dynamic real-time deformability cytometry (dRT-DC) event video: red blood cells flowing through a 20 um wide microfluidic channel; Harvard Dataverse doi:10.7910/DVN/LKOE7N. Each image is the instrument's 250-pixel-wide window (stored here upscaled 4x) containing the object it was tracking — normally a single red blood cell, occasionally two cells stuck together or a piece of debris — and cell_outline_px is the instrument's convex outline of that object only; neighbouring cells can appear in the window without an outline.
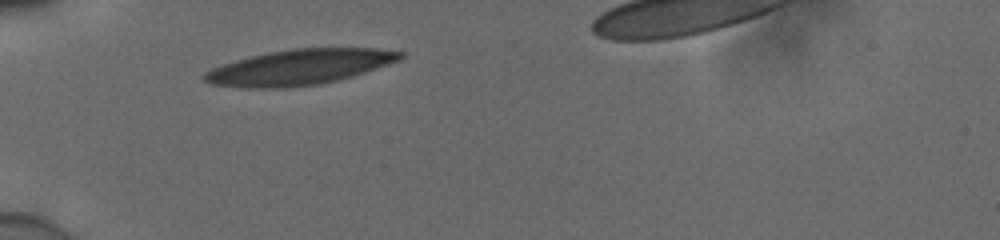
{"species": "human", "species_latin": "Homo sapiens", "temperature_condition": "cold", "stored_images_in_passage": 3, "camera_frame_rate_fps": 3000, "um_per_image_px": 0.085, "donor": {"sex": "male"}, "frame": {"image": 1, "passage_image": 1, "time_ms": 0.0, "image_size_px": [1000, 240], "cell_outline_px": [[404, 56], [400, 60], [352, 76], [336, 80], [316, 84], [280, 88], [248, 88], [212, 84], [204, 80], [200, 76], [204, 72], [212, 68], [236, 60], [268, 52], [292, 48], [376, 48], [404, 52]], "centroid_in_image_um": [25.44, 5.7], "position_along_channel_um": 59.6, "area_um2": 40.06}}
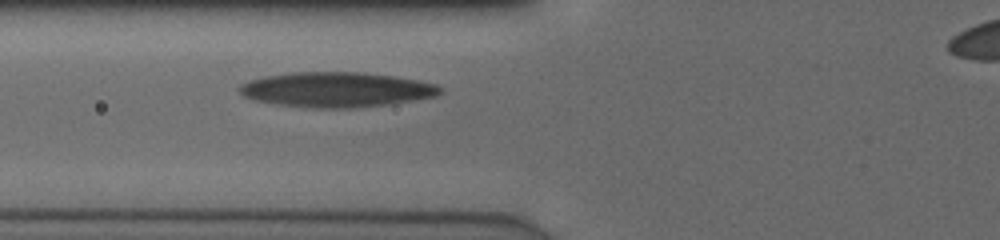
{"frame": {"image": 2, "passage_image": 3, "time_ms": 0.667, "image_size_px": [1000, 240], "cell_outline_px": [[444, 92], [436, 96], [388, 104], [348, 108], [320, 108], [280, 104], [256, 100], [244, 96], [240, 92], [240, 84], [248, 80], [268, 76], [292, 72], [364, 72], [392, 76], [416, 80], [436, 84], [444, 88]], "centroid_in_image_um": [28.64, 7.61], "position_along_channel_um": 97.2, "area_um2": 40.52}}